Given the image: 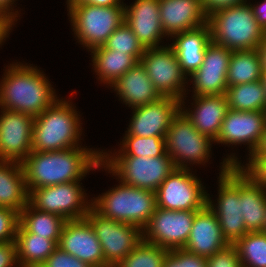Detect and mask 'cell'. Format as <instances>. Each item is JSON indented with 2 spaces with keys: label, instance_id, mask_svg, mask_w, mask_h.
Here are the masks:
<instances>
[{
  "label": "cell",
  "instance_id": "obj_1",
  "mask_svg": "<svg viewBox=\"0 0 266 267\" xmlns=\"http://www.w3.org/2000/svg\"><path fill=\"white\" fill-rule=\"evenodd\" d=\"M102 151L74 147L59 151H32L22 162L28 193L32 189L81 181L90 170H100Z\"/></svg>",
  "mask_w": 266,
  "mask_h": 267
},
{
  "label": "cell",
  "instance_id": "obj_2",
  "mask_svg": "<svg viewBox=\"0 0 266 267\" xmlns=\"http://www.w3.org/2000/svg\"><path fill=\"white\" fill-rule=\"evenodd\" d=\"M13 63L7 66L0 82V108L36 117L59 97L36 66Z\"/></svg>",
  "mask_w": 266,
  "mask_h": 267
},
{
  "label": "cell",
  "instance_id": "obj_3",
  "mask_svg": "<svg viewBox=\"0 0 266 267\" xmlns=\"http://www.w3.org/2000/svg\"><path fill=\"white\" fill-rule=\"evenodd\" d=\"M70 100L57 99L34 117L32 151H59L81 146L80 115Z\"/></svg>",
  "mask_w": 266,
  "mask_h": 267
},
{
  "label": "cell",
  "instance_id": "obj_4",
  "mask_svg": "<svg viewBox=\"0 0 266 267\" xmlns=\"http://www.w3.org/2000/svg\"><path fill=\"white\" fill-rule=\"evenodd\" d=\"M227 156L220 166L217 203L207 194V205L218 218L223 237L229 244H234L249 231L241 212L242 164L234 153Z\"/></svg>",
  "mask_w": 266,
  "mask_h": 267
},
{
  "label": "cell",
  "instance_id": "obj_5",
  "mask_svg": "<svg viewBox=\"0 0 266 267\" xmlns=\"http://www.w3.org/2000/svg\"><path fill=\"white\" fill-rule=\"evenodd\" d=\"M207 23L212 42L231 51L257 49L266 36L248 1L213 13Z\"/></svg>",
  "mask_w": 266,
  "mask_h": 267
},
{
  "label": "cell",
  "instance_id": "obj_6",
  "mask_svg": "<svg viewBox=\"0 0 266 267\" xmlns=\"http://www.w3.org/2000/svg\"><path fill=\"white\" fill-rule=\"evenodd\" d=\"M92 208L101 216L129 223L143 230L155 212L154 191L124 184L119 185L92 199Z\"/></svg>",
  "mask_w": 266,
  "mask_h": 267
},
{
  "label": "cell",
  "instance_id": "obj_7",
  "mask_svg": "<svg viewBox=\"0 0 266 267\" xmlns=\"http://www.w3.org/2000/svg\"><path fill=\"white\" fill-rule=\"evenodd\" d=\"M67 8L75 37L88 51L103 46L125 18V5L101 7L82 3Z\"/></svg>",
  "mask_w": 266,
  "mask_h": 267
},
{
  "label": "cell",
  "instance_id": "obj_8",
  "mask_svg": "<svg viewBox=\"0 0 266 267\" xmlns=\"http://www.w3.org/2000/svg\"><path fill=\"white\" fill-rule=\"evenodd\" d=\"M99 168L132 187L156 191L176 168L165 152L159 157L102 156Z\"/></svg>",
  "mask_w": 266,
  "mask_h": 267
},
{
  "label": "cell",
  "instance_id": "obj_9",
  "mask_svg": "<svg viewBox=\"0 0 266 267\" xmlns=\"http://www.w3.org/2000/svg\"><path fill=\"white\" fill-rule=\"evenodd\" d=\"M213 142L215 141L194 127L181 109L173 117L165 135L166 153L174 166L182 169H190L188 165L195 163L205 165L211 157Z\"/></svg>",
  "mask_w": 266,
  "mask_h": 267
},
{
  "label": "cell",
  "instance_id": "obj_10",
  "mask_svg": "<svg viewBox=\"0 0 266 267\" xmlns=\"http://www.w3.org/2000/svg\"><path fill=\"white\" fill-rule=\"evenodd\" d=\"M79 183L75 181L32 189L28 203L39 211L57 214L66 220L83 219L92 208V200H88Z\"/></svg>",
  "mask_w": 266,
  "mask_h": 267
},
{
  "label": "cell",
  "instance_id": "obj_11",
  "mask_svg": "<svg viewBox=\"0 0 266 267\" xmlns=\"http://www.w3.org/2000/svg\"><path fill=\"white\" fill-rule=\"evenodd\" d=\"M140 63L162 97H171L181 102L188 97L185 96L188 78L182 72L174 50L167 43L166 46L145 49Z\"/></svg>",
  "mask_w": 266,
  "mask_h": 267
},
{
  "label": "cell",
  "instance_id": "obj_12",
  "mask_svg": "<svg viewBox=\"0 0 266 267\" xmlns=\"http://www.w3.org/2000/svg\"><path fill=\"white\" fill-rule=\"evenodd\" d=\"M191 169L175 168L155 191L156 205L165 210H201L207 192Z\"/></svg>",
  "mask_w": 266,
  "mask_h": 267
},
{
  "label": "cell",
  "instance_id": "obj_13",
  "mask_svg": "<svg viewBox=\"0 0 266 267\" xmlns=\"http://www.w3.org/2000/svg\"><path fill=\"white\" fill-rule=\"evenodd\" d=\"M85 218L92 225L101 244L105 266H117L143 239L139 227L105 218L93 208Z\"/></svg>",
  "mask_w": 266,
  "mask_h": 267
},
{
  "label": "cell",
  "instance_id": "obj_14",
  "mask_svg": "<svg viewBox=\"0 0 266 267\" xmlns=\"http://www.w3.org/2000/svg\"><path fill=\"white\" fill-rule=\"evenodd\" d=\"M197 211H172L156 207L149 223L142 230L143 240L168 250L183 249Z\"/></svg>",
  "mask_w": 266,
  "mask_h": 267
},
{
  "label": "cell",
  "instance_id": "obj_15",
  "mask_svg": "<svg viewBox=\"0 0 266 267\" xmlns=\"http://www.w3.org/2000/svg\"><path fill=\"white\" fill-rule=\"evenodd\" d=\"M0 109V160L22 163L32 152L34 117Z\"/></svg>",
  "mask_w": 266,
  "mask_h": 267
},
{
  "label": "cell",
  "instance_id": "obj_16",
  "mask_svg": "<svg viewBox=\"0 0 266 267\" xmlns=\"http://www.w3.org/2000/svg\"><path fill=\"white\" fill-rule=\"evenodd\" d=\"M133 109L125 136L165 137L173 117L181 109V101L161 97L157 101Z\"/></svg>",
  "mask_w": 266,
  "mask_h": 267
},
{
  "label": "cell",
  "instance_id": "obj_17",
  "mask_svg": "<svg viewBox=\"0 0 266 267\" xmlns=\"http://www.w3.org/2000/svg\"><path fill=\"white\" fill-rule=\"evenodd\" d=\"M266 126L265 111H238L229 109L214 143L248 145L249 158L258 147ZM242 143V144H241Z\"/></svg>",
  "mask_w": 266,
  "mask_h": 267
},
{
  "label": "cell",
  "instance_id": "obj_18",
  "mask_svg": "<svg viewBox=\"0 0 266 267\" xmlns=\"http://www.w3.org/2000/svg\"><path fill=\"white\" fill-rule=\"evenodd\" d=\"M231 54L226 47L209 43L202 65L189 78L193 84L192 96L225 94Z\"/></svg>",
  "mask_w": 266,
  "mask_h": 267
},
{
  "label": "cell",
  "instance_id": "obj_19",
  "mask_svg": "<svg viewBox=\"0 0 266 267\" xmlns=\"http://www.w3.org/2000/svg\"><path fill=\"white\" fill-rule=\"evenodd\" d=\"M57 246L91 267H105L101 244L86 218L67 220Z\"/></svg>",
  "mask_w": 266,
  "mask_h": 267
},
{
  "label": "cell",
  "instance_id": "obj_20",
  "mask_svg": "<svg viewBox=\"0 0 266 267\" xmlns=\"http://www.w3.org/2000/svg\"><path fill=\"white\" fill-rule=\"evenodd\" d=\"M124 21L145 49L162 47L160 42L166 35L160 22L159 0H135L130 6L125 4Z\"/></svg>",
  "mask_w": 266,
  "mask_h": 267
},
{
  "label": "cell",
  "instance_id": "obj_21",
  "mask_svg": "<svg viewBox=\"0 0 266 267\" xmlns=\"http://www.w3.org/2000/svg\"><path fill=\"white\" fill-rule=\"evenodd\" d=\"M229 245L223 237L218 218L206 205L195 214L184 250L202 257L212 256Z\"/></svg>",
  "mask_w": 266,
  "mask_h": 267
},
{
  "label": "cell",
  "instance_id": "obj_22",
  "mask_svg": "<svg viewBox=\"0 0 266 267\" xmlns=\"http://www.w3.org/2000/svg\"><path fill=\"white\" fill-rule=\"evenodd\" d=\"M160 22L164 34L172 37L207 24L201 0H159Z\"/></svg>",
  "mask_w": 266,
  "mask_h": 267
},
{
  "label": "cell",
  "instance_id": "obj_23",
  "mask_svg": "<svg viewBox=\"0 0 266 267\" xmlns=\"http://www.w3.org/2000/svg\"><path fill=\"white\" fill-rule=\"evenodd\" d=\"M192 99L194 102L191 104H195L192 108H195L187 109L184 107V101L181 102V110L201 134L216 141L222 128V122L229 110L225 94L193 96Z\"/></svg>",
  "mask_w": 266,
  "mask_h": 267
},
{
  "label": "cell",
  "instance_id": "obj_24",
  "mask_svg": "<svg viewBox=\"0 0 266 267\" xmlns=\"http://www.w3.org/2000/svg\"><path fill=\"white\" fill-rule=\"evenodd\" d=\"M174 50L182 72L190 77L203 63L206 47L212 41L209 24L172 36ZM175 39V40H174Z\"/></svg>",
  "mask_w": 266,
  "mask_h": 267
},
{
  "label": "cell",
  "instance_id": "obj_25",
  "mask_svg": "<svg viewBox=\"0 0 266 267\" xmlns=\"http://www.w3.org/2000/svg\"><path fill=\"white\" fill-rule=\"evenodd\" d=\"M112 87L119 95V100L131 108L149 104L162 97L140 62L124 73L110 88Z\"/></svg>",
  "mask_w": 266,
  "mask_h": 267
},
{
  "label": "cell",
  "instance_id": "obj_26",
  "mask_svg": "<svg viewBox=\"0 0 266 267\" xmlns=\"http://www.w3.org/2000/svg\"><path fill=\"white\" fill-rule=\"evenodd\" d=\"M241 212L249 232L264 231L266 186L241 168Z\"/></svg>",
  "mask_w": 266,
  "mask_h": 267
},
{
  "label": "cell",
  "instance_id": "obj_27",
  "mask_svg": "<svg viewBox=\"0 0 266 267\" xmlns=\"http://www.w3.org/2000/svg\"><path fill=\"white\" fill-rule=\"evenodd\" d=\"M28 196L22 163L0 160V207L20 214Z\"/></svg>",
  "mask_w": 266,
  "mask_h": 267
},
{
  "label": "cell",
  "instance_id": "obj_28",
  "mask_svg": "<svg viewBox=\"0 0 266 267\" xmlns=\"http://www.w3.org/2000/svg\"><path fill=\"white\" fill-rule=\"evenodd\" d=\"M92 66L98 80L108 86H112L124 73L134 67L139 61L126 52H115L106 49L104 46L96 47L92 50Z\"/></svg>",
  "mask_w": 266,
  "mask_h": 267
},
{
  "label": "cell",
  "instance_id": "obj_29",
  "mask_svg": "<svg viewBox=\"0 0 266 267\" xmlns=\"http://www.w3.org/2000/svg\"><path fill=\"white\" fill-rule=\"evenodd\" d=\"M15 243L20 267L45 264L48 257L58 247L51 239L29 233L20 223Z\"/></svg>",
  "mask_w": 266,
  "mask_h": 267
},
{
  "label": "cell",
  "instance_id": "obj_30",
  "mask_svg": "<svg viewBox=\"0 0 266 267\" xmlns=\"http://www.w3.org/2000/svg\"><path fill=\"white\" fill-rule=\"evenodd\" d=\"M66 221L57 214L39 211L29 203L19 214V223L29 233L51 239L57 245Z\"/></svg>",
  "mask_w": 266,
  "mask_h": 267
},
{
  "label": "cell",
  "instance_id": "obj_31",
  "mask_svg": "<svg viewBox=\"0 0 266 267\" xmlns=\"http://www.w3.org/2000/svg\"><path fill=\"white\" fill-rule=\"evenodd\" d=\"M262 70L257 49L232 51L227 71V84L234 86L260 81Z\"/></svg>",
  "mask_w": 266,
  "mask_h": 267
},
{
  "label": "cell",
  "instance_id": "obj_32",
  "mask_svg": "<svg viewBox=\"0 0 266 267\" xmlns=\"http://www.w3.org/2000/svg\"><path fill=\"white\" fill-rule=\"evenodd\" d=\"M229 109L265 111L266 96L262 81L228 86L225 92Z\"/></svg>",
  "mask_w": 266,
  "mask_h": 267
},
{
  "label": "cell",
  "instance_id": "obj_33",
  "mask_svg": "<svg viewBox=\"0 0 266 267\" xmlns=\"http://www.w3.org/2000/svg\"><path fill=\"white\" fill-rule=\"evenodd\" d=\"M122 143V144H121ZM120 143V149L115 153L102 151V156H137V157H159L165 152V137H139L124 136Z\"/></svg>",
  "mask_w": 266,
  "mask_h": 267
},
{
  "label": "cell",
  "instance_id": "obj_34",
  "mask_svg": "<svg viewBox=\"0 0 266 267\" xmlns=\"http://www.w3.org/2000/svg\"><path fill=\"white\" fill-rule=\"evenodd\" d=\"M233 245L243 267H266V232H248Z\"/></svg>",
  "mask_w": 266,
  "mask_h": 267
},
{
  "label": "cell",
  "instance_id": "obj_35",
  "mask_svg": "<svg viewBox=\"0 0 266 267\" xmlns=\"http://www.w3.org/2000/svg\"><path fill=\"white\" fill-rule=\"evenodd\" d=\"M169 251L142 239L117 267H163Z\"/></svg>",
  "mask_w": 266,
  "mask_h": 267
},
{
  "label": "cell",
  "instance_id": "obj_36",
  "mask_svg": "<svg viewBox=\"0 0 266 267\" xmlns=\"http://www.w3.org/2000/svg\"><path fill=\"white\" fill-rule=\"evenodd\" d=\"M103 46L115 52L131 54L139 62L145 51V48L125 21L108 37Z\"/></svg>",
  "mask_w": 266,
  "mask_h": 267
},
{
  "label": "cell",
  "instance_id": "obj_37",
  "mask_svg": "<svg viewBox=\"0 0 266 267\" xmlns=\"http://www.w3.org/2000/svg\"><path fill=\"white\" fill-rule=\"evenodd\" d=\"M163 267H207V264L205 257L184 249H173L165 258Z\"/></svg>",
  "mask_w": 266,
  "mask_h": 267
},
{
  "label": "cell",
  "instance_id": "obj_38",
  "mask_svg": "<svg viewBox=\"0 0 266 267\" xmlns=\"http://www.w3.org/2000/svg\"><path fill=\"white\" fill-rule=\"evenodd\" d=\"M205 259L207 267H243L238 251L233 244H229L226 248Z\"/></svg>",
  "mask_w": 266,
  "mask_h": 267
},
{
  "label": "cell",
  "instance_id": "obj_39",
  "mask_svg": "<svg viewBox=\"0 0 266 267\" xmlns=\"http://www.w3.org/2000/svg\"><path fill=\"white\" fill-rule=\"evenodd\" d=\"M19 225V213L0 207V242L15 241Z\"/></svg>",
  "mask_w": 266,
  "mask_h": 267
},
{
  "label": "cell",
  "instance_id": "obj_40",
  "mask_svg": "<svg viewBox=\"0 0 266 267\" xmlns=\"http://www.w3.org/2000/svg\"><path fill=\"white\" fill-rule=\"evenodd\" d=\"M47 267H91L57 247L45 262Z\"/></svg>",
  "mask_w": 266,
  "mask_h": 267
},
{
  "label": "cell",
  "instance_id": "obj_41",
  "mask_svg": "<svg viewBox=\"0 0 266 267\" xmlns=\"http://www.w3.org/2000/svg\"><path fill=\"white\" fill-rule=\"evenodd\" d=\"M241 168L249 171L260 183L266 186V155H252Z\"/></svg>",
  "mask_w": 266,
  "mask_h": 267
},
{
  "label": "cell",
  "instance_id": "obj_42",
  "mask_svg": "<svg viewBox=\"0 0 266 267\" xmlns=\"http://www.w3.org/2000/svg\"><path fill=\"white\" fill-rule=\"evenodd\" d=\"M20 267L15 241L0 242V267Z\"/></svg>",
  "mask_w": 266,
  "mask_h": 267
},
{
  "label": "cell",
  "instance_id": "obj_43",
  "mask_svg": "<svg viewBox=\"0 0 266 267\" xmlns=\"http://www.w3.org/2000/svg\"><path fill=\"white\" fill-rule=\"evenodd\" d=\"M247 0H201V8L208 18L213 13L232 7L235 5H241L245 3Z\"/></svg>",
  "mask_w": 266,
  "mask_h": 267
},
{
  "label": "cell",
  "instance_id": "obj_44",
  "mask_svg": "<svg viewBox=\"0 0 266 267\" xmlns=\"http://www.w3.org/2000/svg\"><path fill=\"white\" fill-rule=\"evenodd\" d=\"M15 22L17 21L8 13L0 11V45L2 42L4 43L6 37H9V32H11Z\"/></svg>",
  "mask_w": 266,
  "mask_h": 267
},
{
  "label": "cell",
  "instance_id": "obj_45",
  "mask_svg": "<svg viewBox=\"0 0 266 267\" xmlns=\"http://www.w3.org/2000/svg\"><path fill=\"white\" fill-rule=\"evenodd\" d=\"M248 4L250 5L257 22L266 32V0L260 4L257 3L256 5L251 2Z\"/></svg>",
  "mask_w": 266,
  "mask_h": 267
},
{
  "label": "cell",
  "instance_id": "obj_46",
  "mask_svg": "<svg viewBox=\"0 0 266 267\" xmlns=\"http://www.w3.org/2000/svg\"><path fill=\"white\" fill-rule=\"evenodd\" d=\"M17 0H0V11L8 13L10 16H12L16 21L18 20L17 18L19 17V12L18 10L14 12V6L13 4Z\"/></svg>",
  "mask_w": 266,
  "mask_h": 267
},
{
  "label": "cell",
  "instance_id": "obj_47",
  "mask_svg": "<svg viewBox=\"0 0 266 267\" xmlns=\"http://www.w3.org/2000/svg\"><path fill=\"white\" fill-rule=\"evenodd\" d=\"M262 73H266V36L257 47Z\"/></svg>",
  "mask_w": 266,
  "mask_h": 267
},
{
  "label": "cell",
  "instance_id": "obj_48",
  "mask_svg": "<svg viewBox=\"0 0 266 267\" xmlns=\"http://www.w3.org/2000/svg\"><path fill=\"white\" fill-rule=\"evenodd\" d=\"M87 3L94 5V6H101V7L125 5L123 3V0L122 1L121 0H89Z\"/></svg>",
  "mask_w": 266,
  "mask_h": 267
},
{
  "label": "cell",
  "instance_id": "obj_49",
  "mask_svg": "<svg viewBox=\"0 0 266 267\" xmlns=\"http://www.w3.org/2000/svg\"><path fill=\"white\" fill-rule=\"evenodd\" d=\"M253 155H266V126L262 135V139Z\"/></svg>",
  "mask_w": 266,
  "mask_h": 267
},
{
  "label": "cell",
  "instance_id": "obj_50",
  "mask_svg": "<svg viewBox=\"0 0 266 267\" xmlns=\"http://www.w3.org/2000/svg\"><path fill=\"white\" fill-rule=\"evenodd\" d=\"M89 0H67V6H75L82 3H87Z\"/></svg>",
  "mask_w": 266,
  "mask_h": 267
},
{
  "label": "cell",
  "instance_id": "obj_51",
  "mask_svg": "<svg viewBox=\"0 0 266 267\" xmlns=\"http://www.w3.org/2000/svg\"><path fill=\"white\" fill-rule=\"evenodd\" d=\"M261 81L263 83L264 90H265V96H266V73H262Z\"/></svg>",
  "mask_w": 266,
  "mask_h": 267
},
{
  "label": "cell",
  "instance_id": "obj_52",
  "mask_svg": "<svg viewBox=\"0 0 266 267\" xmlns=\"http://www.w3.org/2000/svg\"><path fill=\"white\" fill-rule=\"evenodd\" d=\"M28 267H47L45 264H41V265H32V266H28Z\"/></svg>",
  "mask_w": 266,
  "mask_h": 267
},
{
  "label": "cell",
  "instance_id": "obj_53",
  "mask_svg": "<svg viewBox=\"0 0 266 267\" xmlns=\"http://www.w3.org/2000/svg\"><path fill=\"white\" fill-rule=\"evenodd\" d=\"M264 232H266V215H265V227H264Z\"/></svg>",
  "mask_w": 266,
  "mask_h": 267
},
{
  "label": "cell",
  "instance_id": "obj_54",
  "mask_svg": "<svg viewBox=\"0 0 266 267\" xmlns=\"http://www.w3.org/2000/svg\"><path fill=\"white\" fill-rule=\"evenodd\" d=\"M105 267H117V266H115V265H108V266H105Z\"/></svg>",
  "mask_w": 266,
  "mask_h": 267
}]
</instances>
